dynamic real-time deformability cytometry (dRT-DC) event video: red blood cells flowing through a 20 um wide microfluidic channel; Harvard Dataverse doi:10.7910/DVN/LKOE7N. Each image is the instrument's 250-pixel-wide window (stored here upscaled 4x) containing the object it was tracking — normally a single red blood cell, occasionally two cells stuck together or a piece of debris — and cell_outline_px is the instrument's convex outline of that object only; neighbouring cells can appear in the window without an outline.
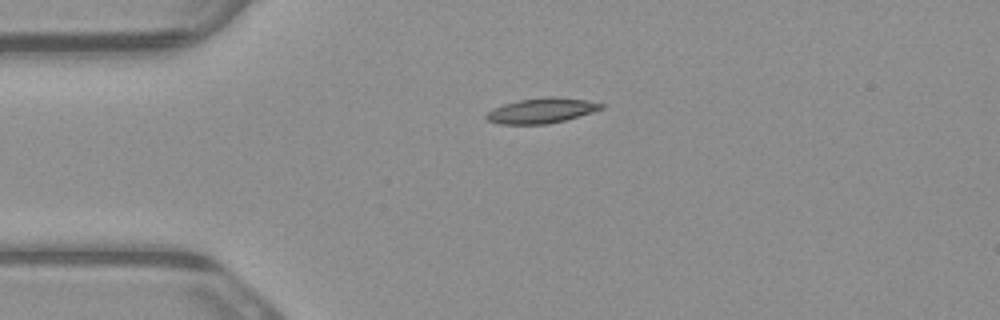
{"species": "common noctule bat (a hibernating species)", "species_latin": "Nyctalus noctula", "temperature_condition": "warm", "stored_images_in_passage": 2, "camera_frame_rate_fps": 3000, "um_per_image_px": 0.085, "animal": {"sex": "male", "body_mass_g": 23.1, "forearm_length_mm": 52.7}, "frame": {"image": 1, "passage_image": 1, "time_ms": 0.0, "image_size_px": [1000, 320], "cell_outline_px": [[604, 108], [592, 112], [564, 120], [548, 124], [496, 124], [488, 120], [484, 116], [492, 108], [504, 104], [520, 100], [544, 96], [556, 96], [584, 100], [604, 104]], "centroid_in_image_um": [46.0, 9.4], "position_along_channel_um": 39.0, "area_um2": 16.82}}